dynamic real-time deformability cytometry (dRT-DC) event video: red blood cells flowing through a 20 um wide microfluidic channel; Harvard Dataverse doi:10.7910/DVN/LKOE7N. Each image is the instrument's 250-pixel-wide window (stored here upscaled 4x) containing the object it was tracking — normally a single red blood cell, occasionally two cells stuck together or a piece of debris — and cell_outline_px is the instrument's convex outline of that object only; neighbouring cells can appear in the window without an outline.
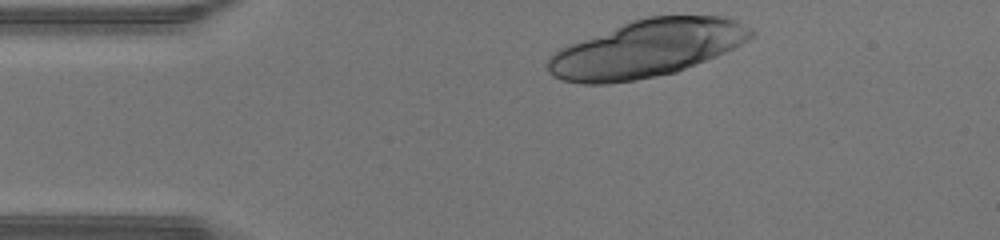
{"species": "human", "species_latin": "Homo sapiens", "temperature_condition": "warm", "stored_images_in_passage": 12, "camera_frame_rate_fps": 3000, "um_per_image_px": 0.085, "donor": {"sex": "male"}, "frame": {"image": 1, "passage_image": 1, "time_ms": 0.0, "image_size_px": [1000, 240], "cell_outline_px": [[756, 36], [716, 56], [676, 72], [636, 80], [608, 84], [580, 84], [560, 80], [552, 76], [548, 72], [548, 60], [560, 48], [568, 44], [632, 20], [648, 16], [724, 16], [752, 28], [756, 32]], "centroid_in_image_um": [54.97, 4.14], "position_along_channel_um": 30.0, "area_um2": 67.51}}